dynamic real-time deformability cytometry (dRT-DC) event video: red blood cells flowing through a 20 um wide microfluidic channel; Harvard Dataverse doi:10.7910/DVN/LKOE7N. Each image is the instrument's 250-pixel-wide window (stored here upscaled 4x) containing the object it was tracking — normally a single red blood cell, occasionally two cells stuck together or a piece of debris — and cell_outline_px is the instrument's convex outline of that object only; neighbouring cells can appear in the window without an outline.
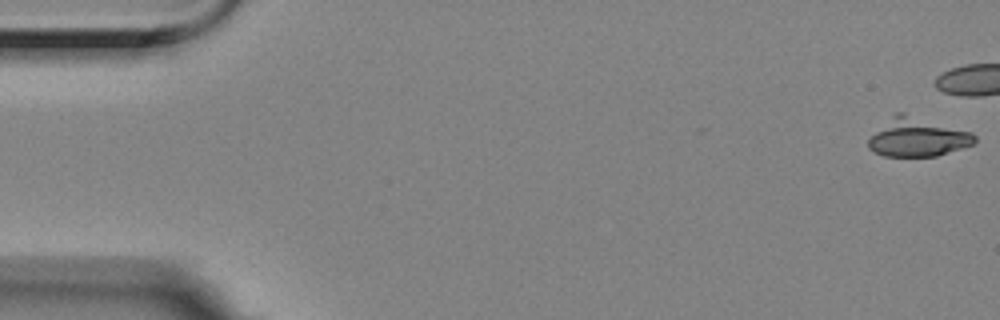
{"species": "Egyptian fruit bat (a non-hibernating species)", "species_latin": "Rousettus aegyptiacus", "temperature_condition": "room temperature", "stored_images_in_passage": 44, "camera_frame_rate_fps": 3000, "um_per_image_px": 0.085, "animal": {"sex": "female"}, "frame": {"image": 1, "passage_image": 1, "time_ms": 0.0, "image_size_px": [1000, 320], "cell_outline_px": [[976, 140], [972, 144], [936, 156], [884, 156], [872, 152], [868, 148], [868, 140], [896, 112], [904, 112], [972, 132], [976, 136]], "centroid_in_image_um": [78.0, 11.67], "position_along_channel_um": 7.0, "area_um2": 23.64}}
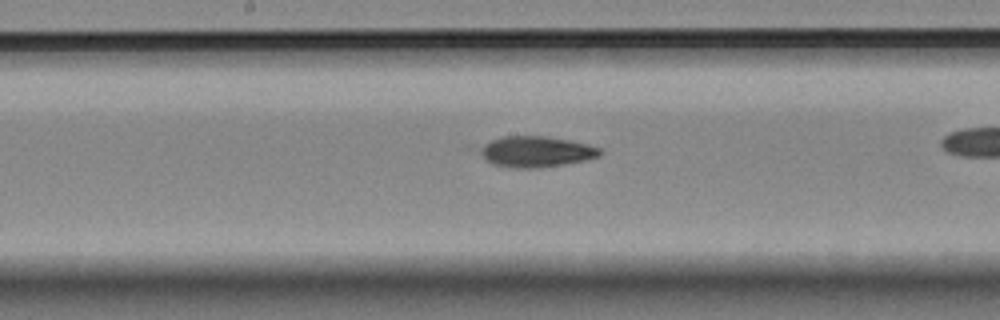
{"frame": {"image": 2, "passage_image": 29, "time_ms": 9.333, "image_size_px": [1000, 320], "cell_outline_px": [[604, 152], [600, 156], [584, 160], [536, 168], [512, 168], [492, 164], [480, 152], [480, 148], [484, 144], [492, 140], [504, 136], [548, 136], [588, 144], [600, 148]], "centroid_in_image_um": [45.59, 12.88], "position_along_channel_um": 202.6, "area_um2": 21.33}}
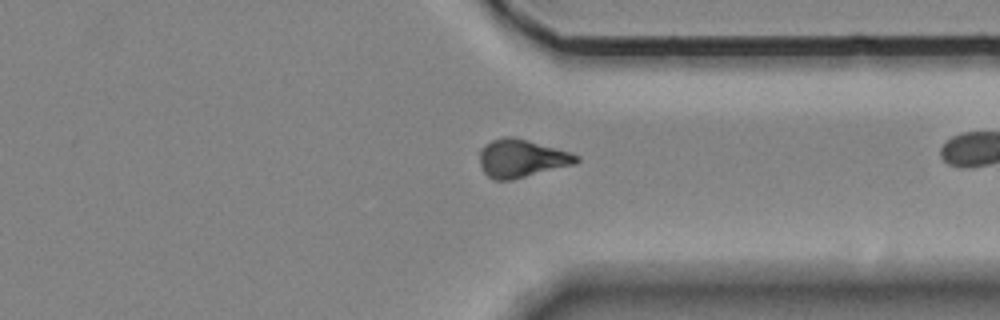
{"frame": {"image": 3, "passage_image": 43, "time_ms": 14.0, "image_size_px": [1000, 320], "cell_outline_px": [[580, 160], [576, 164], [512, 180], [496, 180], [488, 176], [484, 172], [480, 164], [480, 148], [484, 144], [492, 140], [504, 136], [512, 136], [528, 140], [556, 148], [580, 156]], "centroid_in_image_um": [44.33, 13.46], "position_along_channel_um": 367.1, "area_um2": 21.5}}